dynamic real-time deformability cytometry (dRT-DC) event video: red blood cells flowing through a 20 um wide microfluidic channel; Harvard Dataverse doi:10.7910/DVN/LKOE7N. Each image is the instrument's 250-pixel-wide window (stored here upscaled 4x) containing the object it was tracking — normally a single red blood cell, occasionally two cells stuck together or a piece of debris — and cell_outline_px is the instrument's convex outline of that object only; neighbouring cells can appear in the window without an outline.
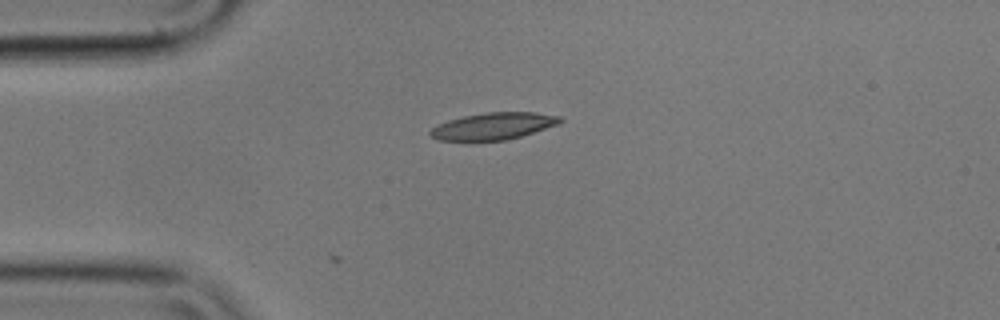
{"species": "common noctule bat (a hibernating species)", "species_latin": "Nyctalus noctula", "temperature_condition": "cold", "stored_images_in_passage": 3, "camera_frame_rate_fps": 3000, "um_per_image_px": 0.085, "animal": {"sex": "male", "body_mass_g": 17.9}, "frame": {"image": 1, "passage_image": 1, "time_ms": 0.0, "image_size_px": [1000, 320], "cell_outline_px": [[564, 120], [560, 124], [520, 136], [504, 140], [468, 144], [440, 140], [432, 136], [428, 132], [432, 128], [448, 120], [464, 116], [488, 112], [532, 112], [560, 116]], "centroid_in_image_um": [41.89, 10.76], "position_along_channel_um": 43.1, "area_um2": 20.98}}